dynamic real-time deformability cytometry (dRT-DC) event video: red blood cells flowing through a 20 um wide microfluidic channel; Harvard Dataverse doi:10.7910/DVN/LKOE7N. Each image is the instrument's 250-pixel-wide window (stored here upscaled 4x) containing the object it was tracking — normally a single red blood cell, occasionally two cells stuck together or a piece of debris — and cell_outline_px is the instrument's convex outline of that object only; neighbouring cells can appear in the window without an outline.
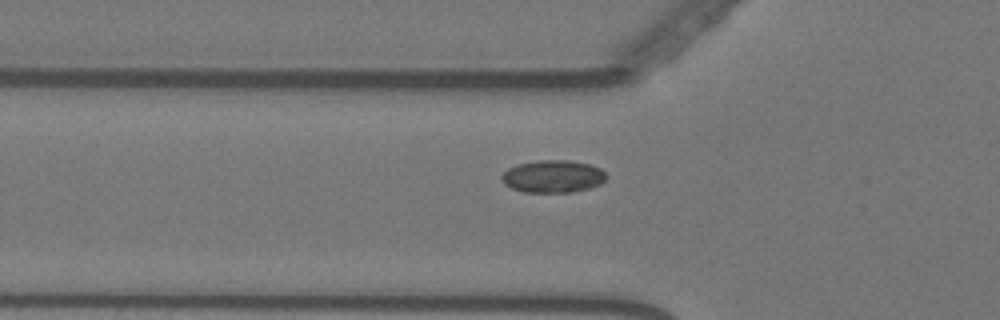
{"species": "Egyptian fruit bat (a non-hibernating species)", "species_latin": "Rousettus aegyptiacus", "temperature_condition": "warm", "stored_images_in_passage": 40, "camera_frame_rate_fps": 3000, "um_per_image_px": 0.085, "animal": {"sex": "female"}, "frame": {"image": 1, "passage_image": 2, "time_ms": 0.333, "image_size_px": [1000, 320], "cell_outline_px": [[608, 176], [600, 184], [588, 188], [572, 192], [524, 192], [512, 188], [504, 184], [500, 176], [508, 168], [516, 164], [536, 160], [568, 160], [588, 164], [600, 168]], "centroid_in_image_um": [46.97, 14.99], "position_along_channel_um": 78.8, "area_um2": 19.83}}
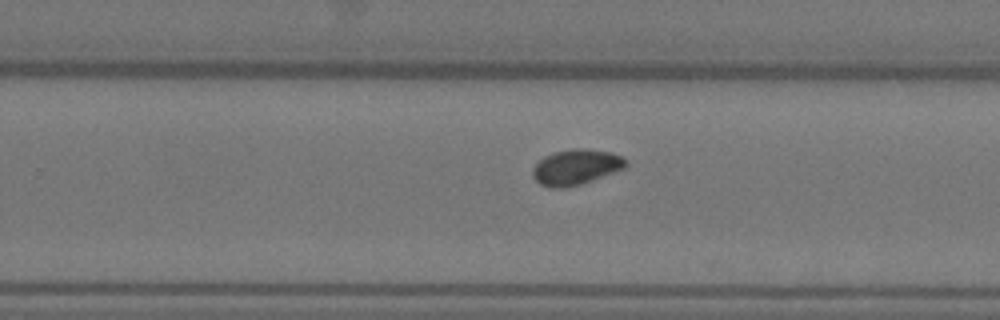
{"frame": {"image": 2, "passage_image": 19, "time_ms": 6.0, "image_size_px": [1000, 320], "cell_outline_px": [[628, 164], [624, 168], [592, 180], [580, 184], [564, 188], [552, 188], [540, 184], [532, 176], [532, 168], [544, 156], [552, 152], [572, 148], [584, 148], [612, 152], [628, 160]], "centroid_in_image_um": [48.95, 14.19], "position_along_channel_um": 280.9, "area_um2": 19.31}}
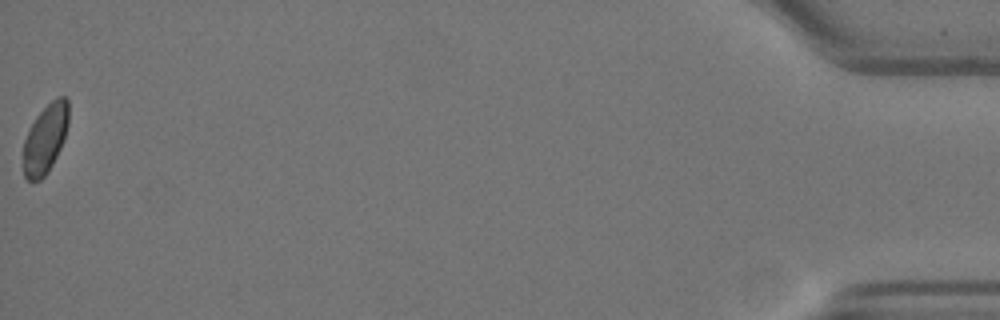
{"frame": {"image": 3, "passage_image": 40, "time_ms": 13.0, "image_size_px": [1000, 320], "cell_outline_px": [[68, 124], [64, 140], [48, 172], [40, 180], [28, 180], [24, 176], [24, 140], [36, 116], [56, 96], [64, 96], [68, 100]], "centroid_in_image_um": [3.87, 11.77], "position_along_channel_um": 431.3, "area_um2": 17.98}, "authors_computed_cell_mechanics": {"area_um2": 18.6694, "velocity_mm_per_s": 3.5533, "shape_relaxation_time_tau1_ms": null, "shape_relaxation_time_tau2_ms": 3.5594, "deformation_change_tau1": null, "deformation_change_tau2": 0.0475}}